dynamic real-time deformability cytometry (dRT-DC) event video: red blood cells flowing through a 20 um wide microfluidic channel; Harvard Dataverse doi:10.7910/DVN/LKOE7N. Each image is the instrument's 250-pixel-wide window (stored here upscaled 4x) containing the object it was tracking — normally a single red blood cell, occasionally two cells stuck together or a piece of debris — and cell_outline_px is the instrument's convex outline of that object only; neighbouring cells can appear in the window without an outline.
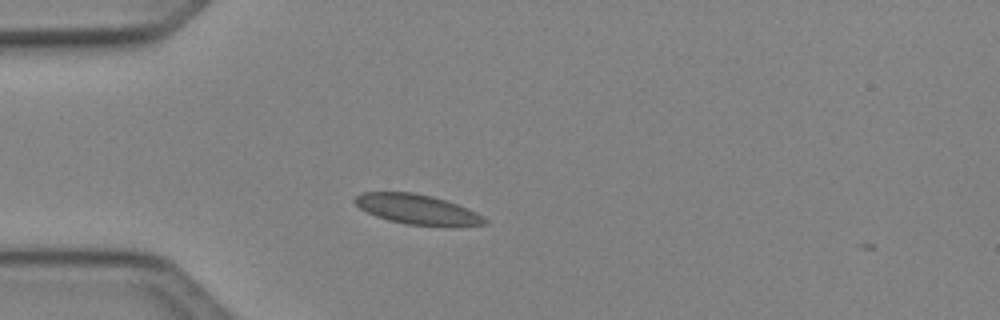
{"species": "Egyptian fruit bat (a non-hibernating species)", "species_latin": "Rousettus aegyptiacus", "temperature_condition": "cold", "stored_images_in_passage": 40, "camera_frame_rate_fps": 3000, "um_per_image_px": 0.085, "animal": {"sex": "female"}, "frame": {"image": 1, "passage_image": 3, "time_ms": 0.667, "image_size_px": [1000, 320], "cell_outline_px": [[488, 224], [408, 224], [388, 220], [376, 216], [360, 208], [352, 200], [360, 192], [412, 192], [432, 196], [468, 208], [476, 212], [488, 220]], "centroid_in_image_um": [35.38, 17.75], "position_along_channel_um": 49.6, "area_um2": 21.85}}
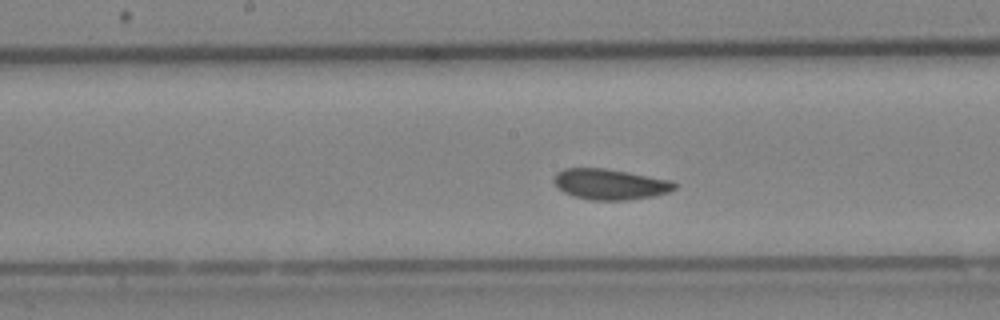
{"frame": {"image": 2, "passage_image": 15, "time_ms": 4.667, "image_size_px": [1000, 320], "cell_outline_px": [[680, 184], [676, 188], [668, 192], [656, 196], [624, 200], [592, 200], [572, 196], [564, 192], [552, 180], [556, 172], [564, 168], [604, 168], [628, 172], [672, 180]], "centroid_in_image_um": [51.89, 15.66], "position_along_channel_um": 196.3, "area_um2": 21.73}}
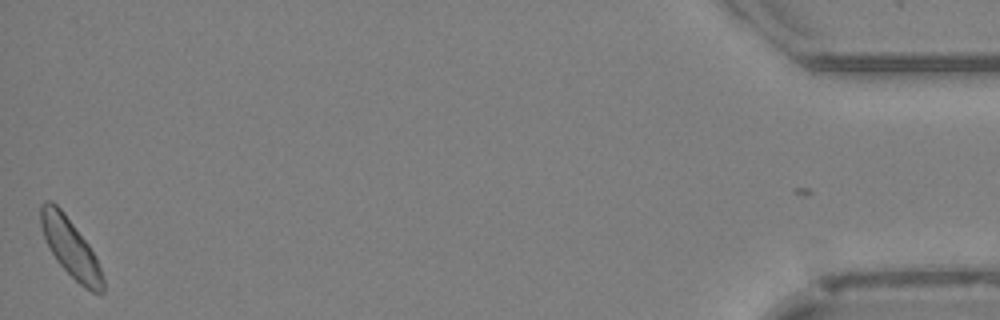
{"frame": {"image": 3, "passage_image": 39, "time_ms": 12.667, "image_size_px": [1000, 320], "cell_outline_px": [[104, 292], [100, 296], [84, 288], [56, 260], [44, 236], [40, 224], [40, 204], [44, 200], [52, 200], [64, 212], [88, 244], [96, 256], [104, 280]], "centroid_in_image_um": [6.01, 21.06], "position_along_channel_um": 429.2, "area_um2": 21.1}, "authors_computed_cell_mechanics": {"area_um2": 21.097, "velocity_mm_per_s": 4.0413, "shape_relaxation_time_tau1_ms": 2.6374, "shape_relaxation_time_tau2_ms": null, "deformation_change_tau1": 0.0532, "deformation_change_tau2": null}}